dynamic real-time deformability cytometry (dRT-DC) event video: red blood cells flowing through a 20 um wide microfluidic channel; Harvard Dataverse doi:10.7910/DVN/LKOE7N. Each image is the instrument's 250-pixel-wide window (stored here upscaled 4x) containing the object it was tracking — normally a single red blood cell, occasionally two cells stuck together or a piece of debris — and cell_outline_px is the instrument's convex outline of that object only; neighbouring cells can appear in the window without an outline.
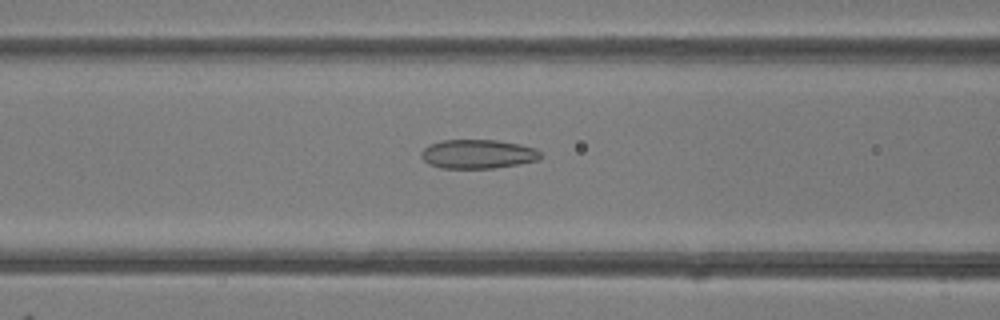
{"species": "common noctule bat (a hibernating species)", "species_latin": "Nyctalus noctula", "temperature_condition": "room temperature", "stored_images_in_passage": 49, "camera_frame_rate_fps": 3000, "um_per_image_px": 0.085, "animal": {"sex": "female"}, "frame": {"image": 1, "passage_image": 20, "time_ms": 6.333, "image_size_px": [1000, 320], "cell_outline_px": [[540, 156], [536, 160], [516, 164], [492, 168], [440, 168], [428, 164], [420, 156], [420, 152], [424, 148], [440, 140], [496, 140], [520, 144], [536, 148], [540, 152]], "centroid_in_image_um": [40.57, 13.09], "position_along_channel_um": 126.0, "area_um2": 20.06}}
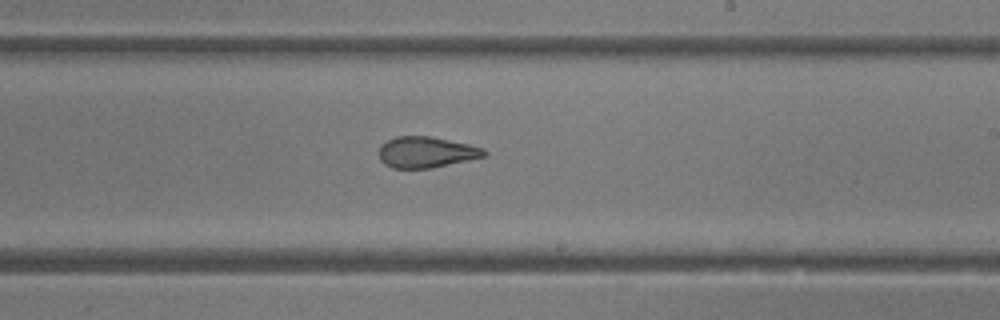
{"frame": {"image": 2, "passage_image": 29, "time_ms": 9.333, "image_size_px": [1000, 320], "cell_outline_px": [[488, 156], [432, 168], [392, 168], [384, 164], [380, 160], [380, 144], [396, 136], [432, 136], [468, 144], [484, 148], [488, 152]], "centroid_in_image_um": [36.26, 12.93], "position_along_channel_um": 252.7, "area_um2": 19.19}}
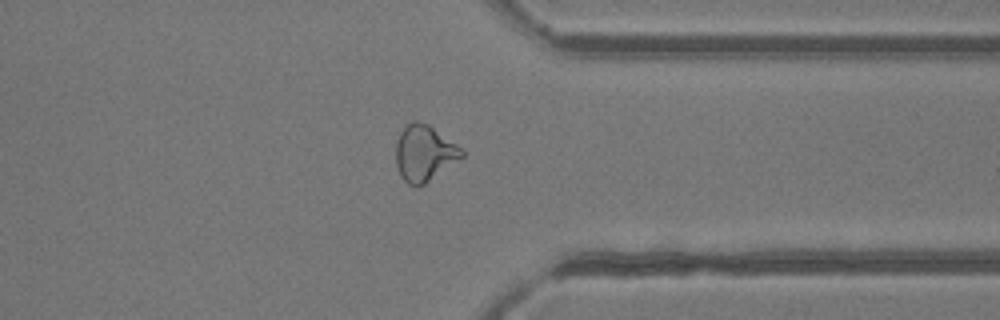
{"frame": {"image": 3, "passage_image": 38, "time_ms": 12.333, "image_size_px": [1000, 320], "cell_outline_px": [[464, 156], [424, 184], [416, 188], [408, 184], [400, 176], [396, 164], [396, 144], [400, 132], [404, 124], [412, 120], [416, 120], [428, 124], [464, 148]], "centroid_in_image_um": [36.06, 13.0], "position_along_channel_um": 375.3, "area_um2": 21.79}, "authors_computed_cell_mechanics": {"area_um2": 22.7154, "velocity_mm_per_s": 4.2293, "shape_relaxation_time_tau1_ms": 7.686, "shape_relaxation_time_tau2_ms": 1.9217, "deformation_change_tau1": 0.1735, "deformation_change_tau2": 0.0871}}